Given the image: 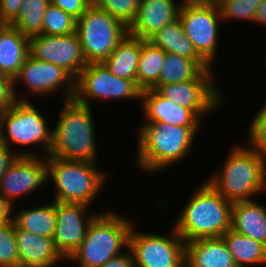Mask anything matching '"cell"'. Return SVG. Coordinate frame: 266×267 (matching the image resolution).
<instances>
[{
  "mask_svg": "<svg viewBox=\"0 0 266 267\" xmlns=\"http://www.w3.org/2000/svg\"><path fill=\"white\" fill-rule=\"evenodd\" d=\"M262 0H218L216 3L221 12V18L227 20L255 21L257 9Z\"/></svg>",
  "mask_w": 266,
  "mask_h": 267,
  "instance_id": "obj_31",
  "label": "cell"
},
{
  "mask_svg": "<svg viewBox=\"0 0 266 267\" xmlns=\"http://www.w3.org/2000/svg\"><path fill=\"white\" fill-rule=\"evenodd\" d=\"M18 156H36V152L14 151L12 148L7 147L0 143V182L8 167L16 160Z\"/></svg>",
  "mask_w": 266,
  "mask_h": 267,
  "instance_id": "obj_37",
  "label": "cell"
},
{
  "mask_svg": "<svg viewBox=\"0 0 266 267\" xmlns=\"http://www.w3.org/2000/svg\"><path fill=\"white\" fill-rule=\"evenodd\" d=\"M99 267H134L131 251L127 248L125 252L114 258H111L105 264Z\"/></svg>",
  "mask_w": 266,
  "mask_h": 267,
  "instance_id": "obj_39",
  "label": "cell"
},
{
  "mask_svg": "<svg viewBox=\"0 0 266 267\" xmlns=\"http://www.w3.org/2000/svg\"><path fill=\"white\" fill-rule=\"evenodd\" d=\"M230 150L223 167L206 181L232 203L251 201L266 190V162L247 145Z\"/></svg>",
  "mask_w": 266,
  "mask_h": 267,
  "instance_id": "obj_4",
  "label": "cell"
},
{
  "mask_svg": "<svg viewBox=\"0 0 266 267\" xmlns=\"http://www.w3.org/2000/svg\"><path fill=\"white\" fill-rule=\"evenodd\" d=\"M9 23L3 18L0 11V32L3 30Z\"/></svg>",
  "mask_w": 266,
  "mask_h": 267,
  "instance_id": "obj_42",
  "label": "cell"
},
{
  "mask_svg": "<svg viewBox=\"0 0 266 267\" xmlns=\"http://www.w3.org/2000/svg\"><path fill=\"white\" fill-rule=\"evenodd\" d=\"M222 238L227 244L229 252L233 256L237 267L247 265H266V245L248 236L235 232L232 229L226 231Z\"/></svg>",
  "mask_w": 266,
  "mask_h": 267,
  "instance_id": "obj_26",
  "label": "cell"
},
{
  "mask_svg": "<svg viewBox=\"0 0 266 267\" xmlns=\"http://www.w3.org/2000/svg\"><path fill=\"white\" fill-rule=\"evenodd\" d=\"M24 0H0V11L3 18L10 24L19 14Z\"/></svg>",
  "mask_w": 266,
  "mask_h": 267,
  "instance_id": "obj_38",
  "label": "cell"
},
{
  "mask_svg": "<svg viewBox=\"0 0 266 267\" xmlns=\"http://www.w3.org/2000/svg\"><path fill=\"white\" fill-rule=\"evenodd\" d=\"M14 224L22 230L53 238L56 226V202L20 209L13 214Z\"/></svg>",
  "mask_w": 266,
  "mask_h": 267,
  "instance_id": "obj_25",
  "label": "cell"
},
{
  "mask_svg": "<svg viewBox=\"0 0 266 267\" xmlns=\"http://www.w3.org/2000/svg\"><path fill=\"white\" fill-rule=\"evenodd\" d=\"M94 3L111 16L121 21L127 28L135 21L140 0H93Z\"/></svg>",
  "mask_w": 266,
  "mask_h": 267,
  "instance_id": "obj_33",
  "label": "cell"
},
{
  "mask_svg": "<svg viewBox=\"0 0 266 267\" xmlns=\"http://www.w3.org/2000/svg\"><path fill=\"white\" fill-rule=\"evenodd\" d=\"M144 123L164 122L173 126L201 127L202 120L190 109L162 97L155 89L141 93Z\"/></svg>",
  "mask_w": 266,
  "mask_h": 267,
  "instance_id": "obj_18",
  "label": "cell"
},
{
  "mask_svg": "<svg viewBox=\"0 0 266 267\" xmlns=\"http://www.w3.org/2000/svg\"><path fill=\"white\" fill-rule=\"evenodd\" d=\"M247 139L246 144L266 162V102L253 118Z\"/></svg>",
  "mask_w": 266,
  "mask_h": 267,
  "instance_id": "obj_34",
  "label": "cell"
},
{
  "mask_svg": "<svg viewBox=\"0 0 266 267\" xmlns=\"http://www.w3.org/2000/svg\"><path fill=\"white\" fill-rule=\"evenodd\" d=\"M14 208L6 198L0 193V224L7 223L13 220Z\"/></svg>",
  "mask_w": 266,
  "mask_h": 267,
  "instance_id": "obj_40",
  "label": "cell"
},
{
  "mask_svg": "<svg viewBox=\"0 0 266 267\" xmlns=\"http://www.w3.org/2000/svg\"><path fill=\"white\" fill-rule=\"evenodd\" d=\"M212 69L204 70L196 79L175 84L154 85L162 97L192 110L201 120L204 116L214 113L224 98L220 89L213 82Z\"/></svg>",
  "mask_w": 266,
  "mask_h": 267,
  "instance_id": "obj_12",
  "label": "cell"
},
{
  "mask_svg": "<svg viewBox=\"0 0 266 267\" xmlns=\"http://www.w3.org/2000/svg\"><path fill=\"white\" fill-rule=\"evenodd\" d=\"M50 0H24L18 16L10 23L28 38L42 34L43 18Z\"/></svg>",
  "mask_w": 266,
  "mask_h": 267,
  "instance_id": "obj_29",
  "label": "cell"
},
{
  "mask_svg": "<svg viewBox=\"0 0 266 267\" xmlns=\"http://www.w3.org/2000/svg\"><path fill=\"white\" fill-rule=\"evenodd\" d=\"M29 55V38L8 24L0 32V73L12 79Z\"/></svg>",
  "mask_w": 266,
  "mask_h": 267,
  "instance_id": "obj_22",
  "label": "cell"
},
{
  "mask_svg": "<svg viewBox=\"0 0 266 267\" xmlns=\"http://www.w3.org/2000/svg\"><path fill=\"white\" fill-rule=\"evenodd\" d=\"M176 0H140L135 21L128 28V34L148 40L165 25L172 23L179 16L180 6Z\"/></svg>",
  "mask_w": 266,
  "mask_h": 267,
  "instance_id": "obj_17",
  "label": "cell"
},
{
  "mask_svg": "<svg viewBox=\"0 0 266 267\" xmlns=\"http://www.w3.org/2000/svg\"><path fill=\"white\" fill-rule=\"evenodd\" d=\"M197 1H209V2H217L218 0H197Z\"/></svg>",
  "mask_w": 266,
  "mask_h": 267,
  "instance_id": "obj_43",
  "label": "cell"
},
{
  "mask_svg": "<svg viewBox=\"0 0 266 267\" xmlns=\"http://www.w3.org/2000/svg\"><path fill=\"white\" fill-rule=\"evenodd\" d=\"M29 55L63 68L74 79L88 65L76 32L69 35L32 36L29 38Z\"/></svg>",
  "mask_w": 266,
  "mask_h": 267,
  "instance_id": "obj_14",
  "label": "cell"
},
{
  "mask_svg": "<svg viewBox=\"0 0 266 267\" xmlns=\"http://www.w3.org/2000/svg\"><path fill=\"white\" fill-rule=\"evenodd\" d=\"M138 128L137 168L150 174L170 168L189 156L195 136L201 129L164 122L142 123Z\"/></svg>",
  "mask_w": 266,
  "mask_h": 267,
  "instance_id": "obj_1",
  "label": "cell"
},
{
  "mask_svg": "<svg viewBox=\"0 0 266 267\" xmlns=\"http://www.w3.org/2000/svg\"><path fill=\"white\" fill-rule=\"evenodd\" d=\"M142 90L133 80L114 76L101 63H88L75 79L73 99L90 106L89 99H141Z\"/></svg>",
  "mask_w": 266,
  "mask_h": 267,
  "instance_id": "obj_11",
  "label": "cell"
},
{
  "mask_svg": "<svg viewBox=\"0 0 266 267\" xmlns=\"http://www.w3.org/2000/svg\"><path fill=\"white\" fill-rule=\"evenodd\" d=\"M254 23L266 25V0H262L260 3L255 15Z\"/></svg>",
  "mask_w": 266,
  "mask_h": 267,
  "instance_id": "obj_41",
  "label": "cell"
},
{
  "mask_svg": "<svg viewBox=\"0 0 266 267\" xmlns=\"http://www.w3.org/2000/svg\"><path fill=\"white\" fill-rule=\"evenodd\" d=\"M185 267H237L226 242L200 238L185 243Z\"/></svg>",
  "mask_w": 266,
  "mask_h": 267,
  "instance_id": "obj_20",
  "label": "cell"
},
{
  "mask_svg": "<svg viewBox=\"0 0 266 267\" xmlns=\"http://www.w3.org/2000/svg\"><path fill=\"white\" fill-rule=\"evenodd\" d=\"M15 237L20 267H56L61 261L66 262L57 250L53 238L19 229L16 225Z\"/></svg>",
  "mask_w": 266,
  "mask_h": 267,
  "instance_id": "obj_19",
  "label": "cell"
},
{
  "mask_svg": "<svg viewBox=\"0 0 266 267\" xmlns=\"http://www.w3.org/2000/svg\"><path fill=\"white\" fill-rule=\"evenodd\" d=\"M90 206L56 202V226L53 241L67 260L83 242L88 227L97 213H87ZM89 214V215H88Z\"/></svg>",
  "mask_w": 266,
  "mask_h": 267,
  "instance_id": "obj_16",
  "label": "cell"
},
{
  "mask_svg": "<svg viewBox=\"0 0 266 267\" xmlns=\"http://www.w3.org/2000/svg\"><path fill=\"white\" fill-rule=\"evenodd\" d=\"M26 85V90L32 94L40 96H49L56 93L60 88L65 87L62 91L63 100L73 99L75 93V79L63 68L50 62L37 60L28 55L25 62L20 68L19 73L13 78V91L16 100L29 101L28 97L16 93V84L19 82Z\"/></svg>",
  "mask_w": 266,
  "mask_h": 267,
  "instance_id": "obj_13",
  "label": "cell"
},
{
  "mask_svg": "<svg viewBox=\"0 0 266 267\" xmlns=\"http://www.w3.org/2000/svg\"><path fill=\"white\" fill-rule=\"evenodd\" d=\"M77 19L50 3L43 18L42 34L69 35L76 32Z\"/></svg>",
  "mask_w": 266,
  "mask_h": 267,
  "instance_id": "obj_30",
  "label": "cell"
},
{
  "mask_svg": "<svg viewBox=\"0 0 266 267\" xmlns=\"http://www.w3.org/2000/svg\"><path fill=\"white\" fill-rule=\"evenodd\" d=\"M159 81L155 85L175 84L196 79L204 69L193 59L166 52Z\"/></svg>",
  "mask_w": 266,
  "mask_h": 267,
  "instance_id": "obj_28",
  "label": "cell"
},
{
  "mask_svg": "<svg viewBox=\"0 0 266 267\" xmlns=\"http://www.w3.org/2000/svg\"><path fill=\"white\" fill-rule=\"evenodd\" d=\"M141 39L127 34L102 63L114 76L136 83Z\"/></svg>",
  "mask_w": 266,
  "mask_h": 267,
  "instance_id": "obj_24",
  "label": "cell"
},
{
  "mask_svg": "<svg viewBox=\"0 0 266 267\" xmlns=\"http://www.w3.org/2000/svg\"><path fill=\"white\" fill-rule=\"evenodd\" d=\"M54 5L77 20L93 4V0H50Z\"/></svg>",
  "mask_w": 266,
  "mask_h": 267,
  "instance_id": "obj_35",
  "label": "cell"
},
{
  "mask_svg": "<svg viewBox=\"0 0 266 267\" xmlns=\"http://www.w3.org/2000/svg\"><path fill=\"white\" fill-rule=\"evenodd\" d=\"M76 34L87 63H101L128 34V28L93 2L77 20Z\"/></svg>",
  "mask_w": 266,
  "mask_h": 267,
  "instance_id": "obj_8",
  "label": "cell"
},
{
  "mask_svg": "<svg viewBox=\"0 0 266 267\" xmlns=\"http://www.w3.org/2000/svg\"><path fill=\"white\" fill-rule=\"evenodd\" d=\"M110 210L99 213L80 246L66 260L80 267H99L128 248L133 222ZM124 248V249H123Z\"/></svg>",
  "mask_w": 266,
  "mask_h": 267,
  "instance_id": "obj_5",
  "label": "cell"
},
{
  "mask_svg": "<svg viewBox=\"0 0 266 267\" xmlns=\"http://www.w3.org/2000/svg\"><path fill=\"white\" fill-rule=\"evenodd\" d=\"M47 181V157L18 156L1 179L0 193L14 206L17 198L41 189Z\"/></svg>",
  "mask_w": 266,
  "mask_h": 267,
  "instance_id": "obj_15",
  "label": "cell"
},
{
  "mask_svg": "<svg viewBox=\"0 0 266 267\" xmlns=\"http://www.w3.org/2000/svg\"><path fill=\"white\" fill-rule=\"evenodd\" d=\"M174 223L185 242L200 238H220L231 229L233 203L205 181L193 192Z\"/></svg>",
  "mask_w": 266,
  "mask_h": 267,
  "instance_id": "obj_2",
  "label": "cell"
},
{
  "mask_svg": "<svg viewBox=\"0 0 266 267\" xmlns=\"http://www.w3.org/2000/svg\"><path fill=\"white\" fill-rule=\"evenodd\" d=\"M15 101L13 79L6 74L0 73V112L11 107Z\"/></svg>",
  "mask_w": 266,
  "mask_h": 267,
  "instance_id": "obj_36",
  "label": "cell"
},
{
  "mask_svg": "<svg viewBox=\"0 0 266 267\" xmlns=\"http://www.w3.org/2000/svg\"><path fill=\"white\" fill-rule=\"evenodd\" d=\"M30 101L16 100L11 107L0 112V143L9 148L12 144L23 147L37 145L43 150V157H48L53 130L48 129L46 118Z\"/></svg>",
  "mask_w": 266,
  "mask_h": 267,
  "instance_id": "obj_7",
  "label": "cell"
},
{
  "mask_svg": "<svg viewBox=\"0 0 266 267\" xmlns=\"http://www.w3.org/2000/svg\"><path fill=\"white\" fill-rule=\"evenodd\" d=\"M0 267H20L13 220L0 224Z\"/></svg>",
  "mask_w": 266,
  "mask_h": 267,
  "instance_id": "obj_32",
  "label": "cell"
},
{
  "mask_svg": "<svg viewBox=\"0 0 266 267\" xmlns=\"http://www.w3.org/2000/svg\"><path fill=\"white\" fill-rule=\"evenodd\" d=\"M148 41L165 52L195 60L204 70L212 67L196 52L193 43L186 37L179 18L165 25Z\"/></svg>",
  "mask_w": 266,
  "mask_h": 267,
  "instance_id": "obj_23",
  "label": "cell"
},
{
  "mask_svg": "<svg viewBox=\"0 0 266 267\" xmlns=\"http://www.w3.org/2000/svg\"><path fill=\"white\" fill-rule=\"evenodd\" d=\"M97 165V162L48 156L47 180L53 182L55 188L54 202L90 206L108 178Z\"/></svg>",
  "mask_w": 266,
  "mask_h": 267,
  "instance_id": "obj_6",
  "label": "cell"
},
{
  "mask_svg": "<svg viewBox=\"0 0 266 267\" xmlns=\"http://www.w3.org/2000/svg\"><path fill=\"white\" fill-rule=\"evenodd\" d=\"M231 229L266 245V207L255 200L233 202Z\"/></svg>",
  "mask_w": 266,
  "mask_h": 267,
  "instance_id": "obj_21",
  "label": "cell"
},
{
  "mask_svg": "<svg viewBox=\"0 0 266 267\" xmlns=\"http://www.w3.org/2000/svg\"><path fill=\"white\" fill-rule=\"evenodd\" d=\"M62 102L63 108L53 128V142L48 156L98 162L92 107L74 99Z\"/></svg>",
  "mask_w": 266,
  "mask_h": 267,
  "instance_id": "obj_3",
  "label": "cell"
},
{
  "mask_svg": "<svg viewBox=\"0 0 266 267\" xmlns=\"http://www.w3.org/2000/svg\"><path fill=\"white\" fill-rule=\"evenodd\" d=\"M196 52L212 67L218 48L221 12L216 2L183 0L178 16Z\"/></svg>",
  "mask_w": 266,
  "mask_h": 267,
  "instance_id": "obj_9",
  "label": "cell"
},
{
  "mask_svg": "<svg viewBox=\"0 0 266 267\" xmlns=\"http://www.w3.org/2000/svg\"><path fill=\"white\" fill-rule=\"evenodd\" d=\"M166 52L148 40L141 39V52L136 74V84L143 91L151 89L160 78Z\"/></svg>",
  "mask_w": 266,
  "mask_h": 267,
  "instance_id": "obj_27",
  "label": "cell"
},
{
  "mask_svg": "<svg viewBox=\"0 0 266 267\" xmlns=\"http://www.w3.org/2000/svg\"><path fill=\"white\" fill-rule=\"evenodd\" d=\"M132 226L128 249L134 267H185V241L174 226L168 235L143 233Z\"/></svg>",
  "mask_w": 266,
  "mask_h": 267,
  "instance_id": "obj_10",
  "label": "cell"
}]
</instances>
